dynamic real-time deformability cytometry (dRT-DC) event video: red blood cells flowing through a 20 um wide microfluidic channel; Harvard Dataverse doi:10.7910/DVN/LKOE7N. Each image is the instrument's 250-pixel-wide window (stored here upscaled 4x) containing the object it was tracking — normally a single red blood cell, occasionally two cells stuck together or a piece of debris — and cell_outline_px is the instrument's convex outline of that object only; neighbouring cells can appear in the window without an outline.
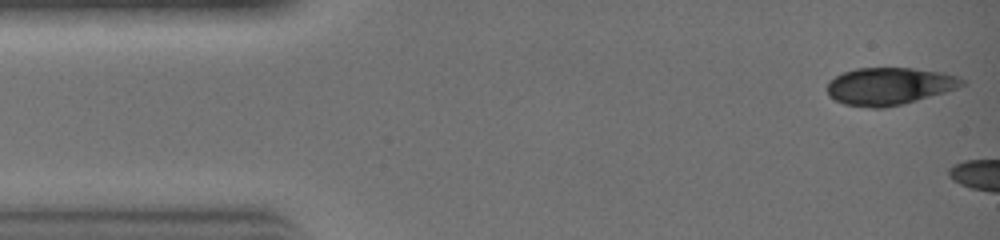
{"species": "common noctule bat (a hibernating species)", "species_latin": "Nyctalus noctula", "temperature_condition": "warm", "stored_images_in_passage": 4, "camera_frame_rate_fps": 3000, "um_per_image_px": 0.085, "animal": {"sex": "female", "body_mass_g": 19.0, "forearm_length_mm": 51.5}, "frame": {"image": 1, "passage_image": 1, "time_ms": 0.0, "image_size_px": [1000, 240], "cell_outline_px": [[968, 84], [944, 92], [916, 100], [884, 108], [872, 108], [844, 104], [828, 96], [828, 80], [844, 72], [856, 68], [912, 68], [940, 72], [956, 76], [968, 80]], "centroid_in_image_um": [75.6, 7.32], "position_along_channel_um": 9.4, "area_um2": 29.25}}